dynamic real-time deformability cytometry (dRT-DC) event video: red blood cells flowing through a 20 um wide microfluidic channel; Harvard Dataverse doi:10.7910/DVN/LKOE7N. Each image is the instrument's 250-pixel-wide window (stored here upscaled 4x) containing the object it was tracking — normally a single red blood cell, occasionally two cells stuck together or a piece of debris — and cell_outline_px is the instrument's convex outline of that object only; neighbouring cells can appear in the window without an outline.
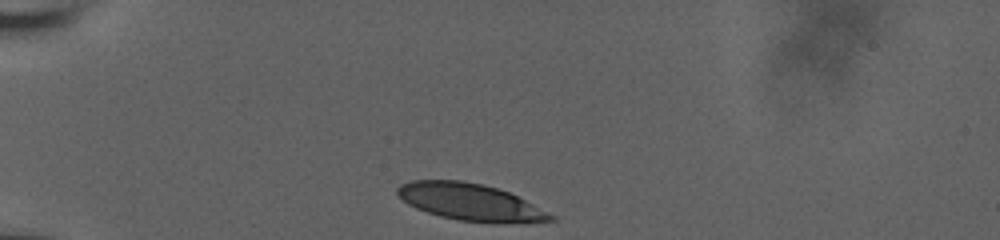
{"species": "human", "species_latin": "Homo sapiens", "temperature_condition": "room temperature", "stored_images_in_passage": 34, "camera_frame_rate_fps": 3000, "um_per_image_px": 0.085, "donor": {"sex": "male"}, "frame": {"image": 1, "passage_image": 1, "time_ms": 0.0, "image_size_px": [1000, 240], "cell_outline_px": [[556, 220], [524, 224], [504, 224], [460, 220], [440, 216], [416, 208], [408, 204], [396, 192], [396, 188], [400, 184], [408, 180], [460, 180], [484, 184], [508, 192], [556, 216]], "centroid_in_image_um": [40.0, 17.19], "position_along_channel_um": 45.0, "area_um2": 33.18}}
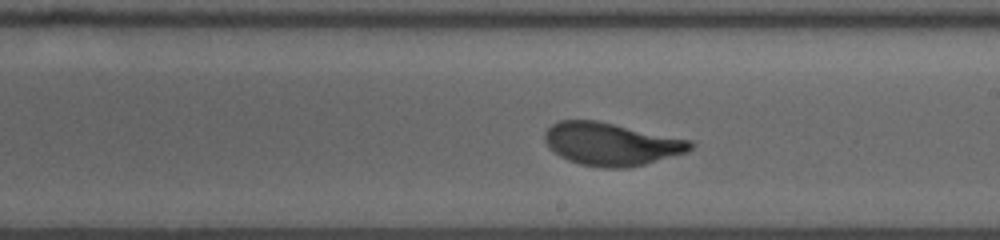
{"frame": {"image": 2, "passage_image": 20, "time_ms": 6.333, "image_size_px": [1000, 240], "cell_outline_px": [[696, 144], [688, 152], [644, 164], [628, 168], [600, 168], [580, 164], [568, 160], [560, 156], [548, 148], [544, 140], [544, 132], [552, 124], [560, 120], [596, 120], [692, 140]], "centroid_in_image_um": [51.95, 12.24], "position_along_channel_um": 237.0, "area_um2": 36.53}}
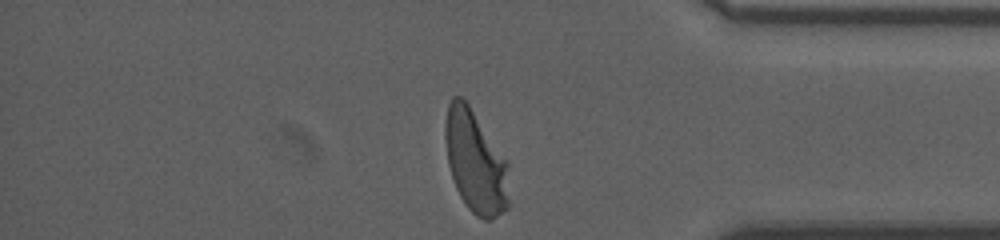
{"frame": {"image": 3, "passage_image": 34, "time_ms": 11.0, "image_size_px": [1000, 240], "cell_outline_px": [[508, 208], [492, 220], [484, 220], [476, 216], [468, 208], [460, 196], [456, 188], [448, 164], [444, 136], [444, 128], [448, 104], [452, 96], [460, 96], [468, 104], [508, 160]], "centroid_in_image_um": [40.41, 13.76], "position_along_channel_um": 394.8, "area_um2": 38.32}, "authors_computed_cell_mechanics": {"area_um2": 36.2695, "velocity_mm_per_s": 3.7144, "shape_relaxation_time_tau1_ms": 2.9443, "shape_relaxation_time_tau2_ms": null, "deformation_change_tau1": 0.1568, "deformation_change_tau2": null}}